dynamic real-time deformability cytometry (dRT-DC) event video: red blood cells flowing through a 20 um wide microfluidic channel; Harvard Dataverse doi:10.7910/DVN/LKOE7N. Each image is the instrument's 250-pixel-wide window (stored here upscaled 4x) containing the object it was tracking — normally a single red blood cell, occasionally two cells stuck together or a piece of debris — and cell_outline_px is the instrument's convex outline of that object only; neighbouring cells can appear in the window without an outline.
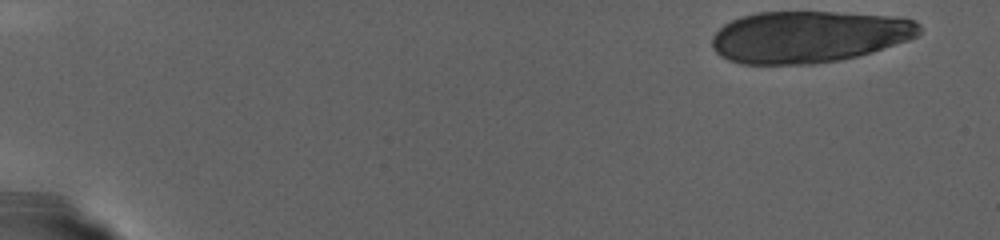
{"species": "human", "species_latin": "Homo sapiens", "temperature_condition": "warm", "stored_images_in_passage": 32, "camera_frame_rate_fps": 3000, "um_per_image_px": 0.085, "donor": {"sex": "female"}, "frame": {"image": 1, "passage_image": 1, "time_ms": 0.0, "image_size_px": [1000, 240], "cell_outline_px": [[920, 32], [916, 36], [908, 40], [872, 52], [840, 60], [812, 64], [740, 64], [728, 60], [720, 56], [712, 48], [712, 36], [724, 24], [740, 16], [756, 12], [836, 12], [892, 16], [916, 20], [920, 24]], "centroid_in_image_um": [68.71, 3.12], "position_along_channel_um": 16.3, "area_um2": 62.77}}